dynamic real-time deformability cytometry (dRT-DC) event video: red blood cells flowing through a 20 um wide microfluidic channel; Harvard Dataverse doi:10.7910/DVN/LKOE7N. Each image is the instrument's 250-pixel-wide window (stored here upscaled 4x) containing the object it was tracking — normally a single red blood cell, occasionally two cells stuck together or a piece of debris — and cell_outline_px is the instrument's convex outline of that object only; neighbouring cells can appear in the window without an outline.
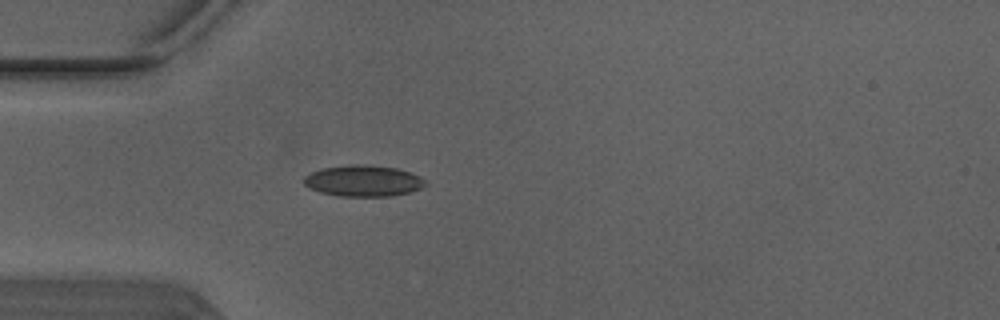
{"species": "Egyptian fruit bat (a non-hibernating species)", "species_latin": "Rousettus aegyptiacus", "temperature_condition": "warm", "stored_images_in_passage": 2, "camera_frame_rate_fps": 3000, "um_per_image_px": 0.085, "animal": {"sex": "male"}, "frame": {"image": 1, "passage_image": 2, "time_ms": 0.333, "image_size_px": [1000, 320], "cell_outline_px": [[428, 184], [412, 192], [392, 196], [340, 196], [320, 192], [304, 184], [304, 176], [312, 172], [324, 168], [352, 164], [364, 164], [396, 168], [412, 172], [420, 176]], "centroid_in_image_um": [30.93, 15.37], "position_along_channel_um": 54.1, "area_um2": 22.08}}